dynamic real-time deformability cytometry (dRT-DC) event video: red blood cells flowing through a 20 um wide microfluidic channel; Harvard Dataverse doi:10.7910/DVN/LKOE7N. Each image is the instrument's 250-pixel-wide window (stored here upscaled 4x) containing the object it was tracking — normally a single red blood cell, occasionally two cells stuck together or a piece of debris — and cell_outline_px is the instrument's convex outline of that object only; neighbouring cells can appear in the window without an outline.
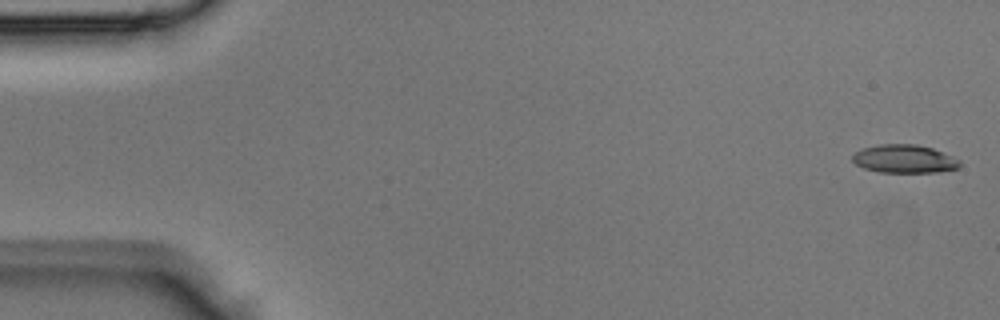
{"species": "Egyptian fruit bat (a non-hibernating species)", "species_latin": "Rousettus aegyptiacus", "temperature_condition": "room temperature", "stored_images_in_passage": 5, "segment_of_instrument_passage": [1, 2], "camera_frame_rate_fps": 3000, "um_per_image_px": 0.085, "animal": {"sex": "male"}, "frame": {"image": 1, "passage_image": 1, "time_ms": 0.0, "image_size_px": [1000, 320], "cell_outline_px": [[960, 164], [956, 168], [936, 172], [880, 172], [864, 168], [856, 164], [852, 160], [852, 156], [856, 152], [864, 148], [880, 144], [916, 144], [932, 148], [952, 156], [960, 160]], "centroid_in_image_um": [76.86, 13.5], "position_along_channel_um": 8.1, "area_um2": 17.46}}
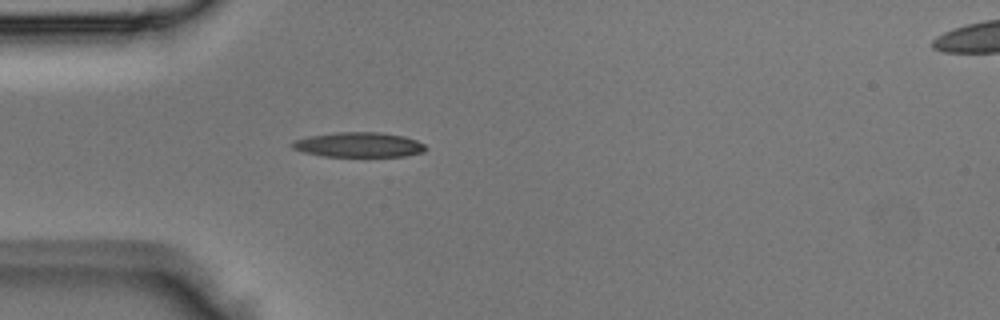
{"frame": {"image": 2, "passage_image": 4, "time_ms": 1.0, "image_size_px": [1000, 320], "cell_outline_px": [[428, 148], [424, 152], [404, 156], [324, 156], [304, 152], [292, 148], [288, 144], [292, 140], [308, 136], [336, 132], [380, 132], [404, 136], [416, 140], [424, 144]], "centroid_in_image_um": [30.47, 12.29], "position_along_channel_um": 54.5, "area_um2": 19.48}}